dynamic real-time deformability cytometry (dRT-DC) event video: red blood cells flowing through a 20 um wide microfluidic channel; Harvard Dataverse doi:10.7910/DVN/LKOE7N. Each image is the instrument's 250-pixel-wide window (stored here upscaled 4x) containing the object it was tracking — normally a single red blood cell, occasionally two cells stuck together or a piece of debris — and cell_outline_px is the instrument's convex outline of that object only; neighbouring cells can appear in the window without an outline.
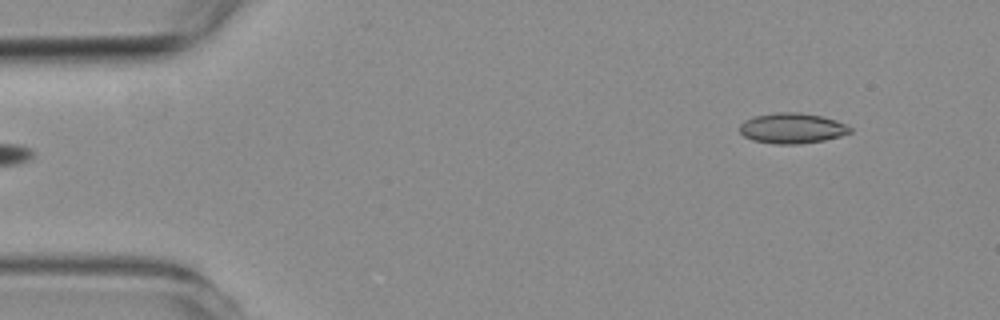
{"species": "common noctule bat (a hibernating species)", "species_latin": "Nyctalus noctula", "temperature_condition": "room temperature", "stored_images_in_passage": 4, "segment_of_instrument_passage": [2, 2], "camera_frame_rate_fps": 3000, "um_per_image_px": 0.085, "animal": {"sex": "female", "body_mass_g": 19.3, "forearm_length_mm": 54.1}, "frame": {"image": 1, "passage_image": 4, "time_ms": 4.333, "image_size_px": [1000, 320], "cell_outline_px": [[852, 132], [840, 136], [824, 140], [800, 144], [776, 144], [752, 140], [744, 136], [740, 132], [740, 124], [744, 120], [756, 116], [776, 112], [800, 112], [820, 116], [836, 120], [852, 128]], "centroid_in_image_um": [67.32, 10.9], "position_along_channel_um": 17.7, "area_um2": 19.54}}